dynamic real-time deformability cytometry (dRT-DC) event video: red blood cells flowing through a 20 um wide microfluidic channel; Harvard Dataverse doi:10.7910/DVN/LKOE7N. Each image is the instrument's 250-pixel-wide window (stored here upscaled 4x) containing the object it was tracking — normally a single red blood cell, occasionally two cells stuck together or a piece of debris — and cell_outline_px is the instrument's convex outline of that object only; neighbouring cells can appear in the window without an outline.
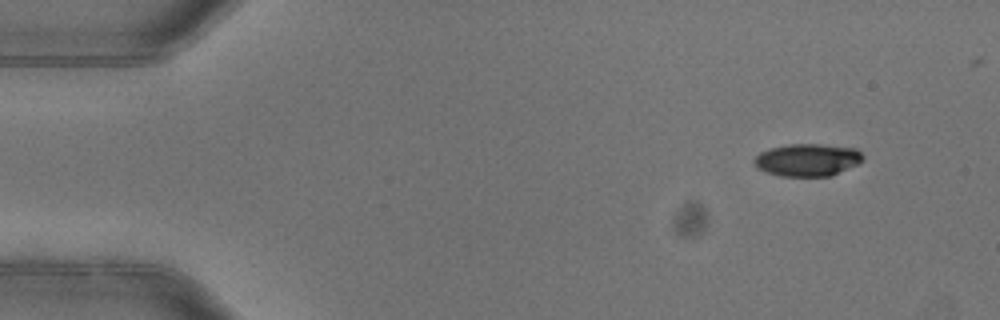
{"species": "common noctule bat (a hibernating species)", "species_latin": "Nyctalus noctula", "temperature_condition": "warm", "stored_images_in_passage": 3, "camera_frame_rate_fps": 3000, "um_per_image_px": 0.085, "animal": {"sex": "female"}, "frame": {"image": 1, "passage_image": 1, "time_ms": 0.0, "image_size_px": [1000, 320], "cell_outline_px": [[864, 160], [832, 176], [780, 176], [756, 168], [752, 164], [752, 160], [760, 152], [772, 148], [788, 144], [820, 144], [856, 148], [864, 156]], "centroid_in_image_um": [68.62, 13.59], "position_along_channel_um": 16.4, "area_um2": 20.63}}